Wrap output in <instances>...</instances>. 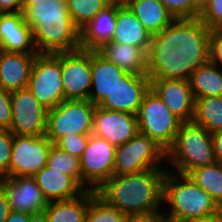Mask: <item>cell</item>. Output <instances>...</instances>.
I'll return each mask as SVG.
<instances>
[{
  "mask_svg": "<svg viewBox=\"0 0 222 222\" xmlns=\"http://www.w3.org/2000/svg\"><path fill=\"white\" fill-rule=\"evenodd\" d=\"M175 19H196L201 11L195 6L194 0H159Z\"/></svg>",
  "mask_w": 222,
  "mask_h": 222,
  "instance_id": "836d02e7",
  "label": "cell"
},
{
  "mask_svg": "<svg viewBox=\"0 0 222 222\" xmlns=\"http://www.w3.org/2000/svg\"><path fill=\"white\" fill-rule=\"evenodd\" d=\"M0 187L6 193L12 211L32 214L47 207L48 201L33 177H0Z\"/></svg>",
  "mask_w": 222,
  "mask_h": 222,
  "instance_id": "e0dca14e",
  "label": "cell"
},
{
  "mask_svg": "<svg viewBox=\"0 0 222 222\" xmlns=\"http://www.w3.org/2000/svg\"><path fill=\"white\" fill-rule=\"evenodd\" d=\"M47 166L73 177L82 186L80 159L53 145L49 152Z\"/></svg>",
  "mask_w": 222,
  "mask_h": 222,
  "instance_id": "d6a6232c",
  "label": "cell"
},
{
  "mask_svg": "<svg viewBox=\"0 0 222 222\" xmlns=\"http://www.w3.org/2000/svg\"><path fill=\"white\" fill-rule=\"evenodd\" d=\"M115 150V145L90 134L86 148L79 158L82 187L85 190L97 191L113 175Z\"/></svg>",
  "mask_w": 222,
  "mask_h": 222,
  "instance_id": "8fae6325",
  "label": "cell"
},
{
  "mask_svg": "<svg viewBox=\"0 0 222 222\" xmlns=\"http://www.w3.org/2000/svg\"><path fill=\"white\" fill-rule=\"evenodd\" d=\"M3 13H4V12L0 9V17L2 16Z\"/></svg>",
  "mask_w": 222,
  "mask_h": 222,
  "instance_id": "f907efd6",
  "label": "cell"
},
{
  "mask_svg": "<svg viewBox=\"0 0 222 222\" xmlns=\"http://www.w3.org/2000/svg\"><path fill=\"white\" fill-rule=\"evenodd\" d=\"M185 222H222V208L214 214L204 216V217L190 219Z\"/></svg>",
  "mask_w": 222,
  "mask_h": 222,
  "instance_id": "ee69618b",
  "label": "cell"
},
{
  "mask_svg": "<svg viewBox=\"0 0 222 222\" xmlns=\"http://www.w3.org/2000/svg\"><path fill=\"white\" fill-rule=\"evenodd\" d=\"M127 215L106 203L96 191L91 190V202L85 222H126Z\"/></svg>",
  "mask_w": 222,
  "mask_h": 222,
  "instance_id": "1f68e13d",
  "label": "cell"
},
{
  "mask_svg": "<svg viewBox=\"0 0 222 222\" xmlns=\"http://www.w3.org/2000/svg\"><path fill=\"white\" fill-rule=\"evenodd\" d=\"M166 172V169H150L112 175L96 193L126 215L161 210Z\"/></svg>",
  "mask_w": 222,
  "mask_h": 222,
  "instance_id": "6da1fadb",
  "label": "cell"
},
{
  "mask_svg": "<svg viewBox=\"0 0 222 222\" xmlns=\"http://www.w3.org/2000/svg\"><path fill=\"white\" fill-rule=\"evenodd\" d=\"M33 178L48 202L73 199L86 191L73 177L47 165Z\"/></svg>",
  "mask_w": 222,
  "mask_h": 222,
  "instance_id": "7402d4cb",
  "label": "cell"
},
{
  "mask_svg": "<svg viewBox=\"0 0 222 222\" xmlns=\"http://www.w3.org/2000/svg\"><path fill=\"white\" fill-rule=\"evenodd\" d=\"M90 135L68 134L61 137L54 145L60 150L77 158L82 156Z\"/></svg>",
  "mask_w": 222,
  "mask_h": 222,
  "instance_id": "e575fe53",
  "label": "cell"
},
{
  "mask_svg": "<svg viewBox=\"0 0 222 222\" xmlns=\"http://www.w3.org/2000/svg\"><path fill=\"white\" fill-rule=\"evenodd\" d=\"M212 141L215 159L222 164V130L212 133Z\"/></svg>",
  "mask_w": 222,
  "mask_h": 222,
  "instance_id": "b9f144b4",
  "label": "cell"
},
{
  "mask_svg": "<svg viewBox=\"0 0 222 222\" xmlns=\"http://www.w3.org/2000/svg\"><path fill=\"white\" fill-rule=\"evenodd\" d=\"M129 0H110L112 3L126 4Z\"/></svg>",
  "mask_w": 222,
  "mask_h": 222,
  "instance_id": "681fc988",
  "label": "cell"
},
{
  "mask_svg": "<svg viewBox=\"0 0 222 222\" xmlns=\"http://www.w3.org/2000/svg\"><path fill=\"white\" fill-rule=\"evenodd\" d=\"M36 56L0 50V87L10 92L27 88Z\"/></svg>",
  "mask_w": 222,
  "mask_h": 222,
  "instance_id": "ffe728a7",
  "label": "cell"
},
{
  "mask_svg": "<svg viewBox=\"0 0 222 222\" xmlns=\"http://www.w3.org/2000/svg\"><path fill=\"white\" fill-rule=\"evenodd\" d=\"M13 137L10 130H0V177L8 178Z\"/></svg>",
  "mask_w": 222,
  "mask_h": 222,
  "instance_id": "8d00e7d4",
  "label": "cell"
},
{
  "mask_svg": "<svg viewBox=\"0 0 222 222\" xmlns=\"http://www.w3.org/2000/svg\"><path fill=\"white\" fill-rule=\"evenodd\" d=\"M126 5L151 36L158 34L175 20L159 0H129Z\"/></svg>",
  "mask_w": 222,
  "mask_h": 222,
  "instance_id": "484cf974",
  "label": "cell"
},
{
  "mask_svg": "<svg viewBox=\"0 0 222 222\" xmlns=\"http://www.w3.org/2000/svg\"><path fill=\"white\" fill-rule=\"evenodd\" d=\"M151 89L169 110L182 122H191L194 115L195 99L189 80L154 79Z\"/></svg>",
  "mask_w": 222,
  "mask_h": 222,
  "instance_id": "ac0fdd59",
  "label": "cell"
},
{
  "mask_svg": "<svg viewBox=\"0 0 222 222\" xmlns=\"http://www.w3.org/2000/svg\"><path fill=\"white\" fill-rule=\"evenodd\" d=\"M117 3H110L80 29V48L97 51L112 40L116 26Z\"/></svg>",
  "mask_w": 222,
  "mask_h": 222,
  "instance_id": "44dd1931",
  "label": "cell"
},
{
  "mask_svg": "<svg viewBox=\"0 0 222 222\" xmlns=\"http://www.w3.org/2000/svg\"><path fill=\"white\" fill-rule=\"evenodd\" d=\"M163 201L169 204L164 212L167 222H185L208 216L221 208L212 197L188 175L167 170L163 183Z\"/></svg>",
  "mask_w": 222,
  "mask_h": 222,
  "instance_id": "3957f363",
  "label": "cell"
},
{
  "mask_svg": "<svg viewBox=\"0 0 222 222\" xmlns=\"http://www.w3.org/2000/svg\"><path fill=\"white\" fill-rule=\"evenodd\" d=\"M23 0H0V9L4 13L22 12Z\"/></svg>",
  "mask_w": 222,
  "mask_h": 222,
  "instance_id": "60d3db41",
  "label": "cell"
},
{
  "mask_svg": "<svg viewBox=\"0 0 222 222\" xmlns=\"http://www.w3.org/2000/svg\"><path fill=\"white\" fill-rule=\"evenodd\" d=\"M192 121L209 133L222 130V96L195 99Z\"/></svg>",
  "mask_w": 222,
  "mask_h": 222,
  "instance_id": "f1b7e54d",
  "label": "cell"
},
{
  "mask_svg": "<svg viewBox=\"0 0 222 222\" xmlns=\"http://www.w3.org/2000/svg\"><path fill=\"white\" fill-rule=\"evenodd\" d=\"M61 75L62 53L37 54L27 88L47 110L65 100Z\"/></svg>",
  "mask_w": 222,
  "mask_h": 222,
  "instance_id": "ba28073f",
  "label": "cell"
},
{
  "mask_svg": "<svg viewBox=\"0 0 222 222\" xmlns=\"http://www.w3.org/2000/svg\"><path fill=\"white\" fill-rule=\"evenodd\" d=\"M163 160L166 161V151L148 136L138 133L127 143L116 146L113 175L168 169L162 166Z\"/></svg>",
  "mask_w": 222,
  "mask_h": 222,
  "instance_id": "9c48e42d",
  "label": "cell"
},
{
  "mask_svg": "<svg viewBox=\"0 0 222 222\" xmlns=\"http://www.w3.org/2000/svg\"><path fill=\"white\" fill-rule=\"evenodd\" d=\"M10 204L6 193L0 187V222H5L10 213Z\"/></svg>",
  "mask_w": 222,
  "mask_h": 222,
  "instance_id": "7bdbcfd3",
  "label": "cell"
},
{
  "mask_svg": "<svg viewBox=\"0 0 222 222\" xmlns=\"http://www.w3.org/2000/svg\"><path fill=\"white\" fill-rule=\"evenodd\" d=\"M209 60L222 67V29L211 30L209 37Z\"/></svg>",
  "mask_w": 222,
  "mask_h": 222,
  "instance_id": "f35d334b",
  "label": "cell"
},
{
  "mask_svg": "<svg viewBox=\"0 0 222 222\" xmlns=\"http://www.w3.org/2000/svg\"><path fill=\"white\" fill-rule=\"evenodd\" d=\"M91 70L92 84L89 100L98 106L126 72L108 61L98 51H91Z\"/></svg>",
  "mask_w": 222,
  "mask_h": 222,
  "instance_id": "603a6c76",
  "label": "cell"
},
{
  "mask_svg": "<svg viewBox=\"0 0 222 222\" xmlns=\"http://www.w3.org/2000/svg\"><path fill=\"white\" fill-rule=\"evenodd\" d=\"M152 36L126 4L117 3L112 42L134 45L148 53Z\"/></svg>",
  "mask_w": 222,
  "mask_h": 222,
  "instance_id": "cb8c5ba5",
  "label": "cell"
},
{
  "mask_svg": "<svg viewBox=\"0 0 222 222\" xmlns=\"http://www.w3.org/2000/svg\"><path fill=\"white\" fill-rule=\"evenodd\" d=\"M199 19L210 30L222 29V0H209Z\"/></svg>",
  "mask_w": 222,
  "mask_h": 222,
  "instance_id": "d590c367",
  "label": "cell"
},
{
  "mask_svg": "<svg viewBox=\"0 0 222 222\" xmlns=\"http://www.w3.org/2000/svg\"><path fill=\"white\" fill-rule=\"evenodd\" d=\"M5 222H29V214L11 210Z\"/></svg>",
  "mask_w": 222,
  "mask_h": 222,
  "instance_id": "f6af8a7d",
  "label": "cell"
},
{
  "mask_svg": "<svg viewBox=\"0 0 222 222\" xmlns=\"http://www.w3.org/2000/svg\"><path fill=\"white\" fill-rule=\"evenodd\" d=\"M139 133L137 115L96 106L92 134L119 146Z\"/></svg>",
  "mask_w": 222,
  "mask_h": 222,
  "instance_id": "2e32d148",
  "label": "cell"
},
{
  "mask_svg": "<svg viewBox=\"0 0 222 222\" xmlns=\"http://www.w3.org/2000/svg\"><path fill=\"white\" fill-rule=\"evenodd\" d=\"M209 2V0H194V4L195 6L202 11L203 8L207 5V3Z\"/></svg>",
  "mask_w": 222,
  "mask_h": 222,
  "instance_id": "c3c4849f",
  "label": "cell"
},
{
  "mask_svg": "<svg viewBox=\"0 0 222 222\" xmlns=\"http://www.w3.org/2000/svg\"><path fill=\"white\" fill-rule=\"evenodd\" d=\"M32 28L33 41L39 54L77 51L80 48V29L74 24L61 0H44L29 6L24 12Z\"/></svg>",
  "mask_w": 222,
  "mask_h": 222,
  "instance_id": "7a4b0ae2",
  "label": "cell"
},
{
  "mask_svg": "<svg viewBox=\"0 0 222 222\" xmlns=\"http://www.w3.org/2000/svg\"><path fill=\"white\" fill-rule=\"evenodd\" d=\"M91 51L62 53V85L65 100L89 99L92 84Z\"/></svg>",
  "mask_w": 222,
  "mask_h": 222,
  "instance_id": "5bb4252c",
  "label": "cell"
},
{
  "mask_svg": "<svg viewBox=\"0 0 222 222\" xmlns=\"http://www.w3.org/2000/svg\"><path fill=\"white\" fill-rule=\"evenodd\" d=\"M211 30L196 19H175L170 24V42L192 64V73L209 60Z\"/></svg>",
  "mask_w": 222,
  "mask_h": 222,
  "instance_id": "30bf717a",
  "label": "cell"
},
{
  "mask_svg": "<svg viewBox=\"0 0 222 222\" xmlns=\"http://www.w3.org/2000/svg\"><path fill=\"white\" fill-rule=\"evenodd\" d=\"M11 122V92L0 87V130H10Z\"/></svg>",
  "mask_w": 222,
  "mask_h": 222,
  "instance_id": "74e56055",
  "label": "cell"
},
{
  "mask_svg": "<svg viewBox=\"0 0 222 222\" xmlns=\"http://www.w3.org/2000/svg\"><path fill=\"white\" fill-rule=\"evenodd\" d=\"M91 202V190L76 198L48 202L44 209L48 222H85Z\"/></svg>",
  "mask_w": 222,
  "mask_h": 222,
  "instance_id": "4316f807",
  "label": "cell"
},
{
  "mask_svg": "<svg viewBox=\"0 0 222 222\" xmlns=\"http://www.w3.org/2000/svg\"><path fill=\"white\" fill-rule=\"evenodd\" d=\"M188 176L222 208V164L214 163L191 171Z\"/></svg>",
  "mask_w": 222,
  "mask_h": 222,
  "instance_id": "f546056e",
  "label": "cell"
},
{
  "mask_svg": "<svg viewBox=\"0 0 222 222\" xmlns=\"http://www.w3.org/2000/svg\"><path fill=\"white\" fill-rule=\"evenodd\" d=\"M166 160L181 175L216 163L212 133L193 121L182 122L166 151Z\"/></svg>",
  "mask_w": 222,
  "mask_h": 222,
  "instance_id": "277c9868",
  "label": "cell"
},
{
  "mask_svg": "<svg viewBox=\"0 0 222 222\" xmlns=\"http://www.w3.org/2000/svg\"><path fill=\"white\" fill-rule=\"evenodd\" d=\"M137 119L139 133L154 140L165 151L172 145L182 123L151 88L143 98Z\"/></svg>",
  "mask_w": 222,
  "mask_h": 222,
  "instance_id": "52a82bcc",
  "label": "cell"
},
{
  "mask_svg": "<svg viewBox=\"0 0 222 222\" xmlns=\"http://www.w3.org/2000/svg\"><path fill=\"white\" fill-rule=\"evenodd\" d=\"M95 108L89 99L62 101L48 110L46 137L55 144L68 134H92Z\"/></svg>",
  "mask_w": 222,
  "mask_h": 222,
  "instance_id": "5b68a950",
  "label": "cell"
},
{
  "mask_svg": "<svg viewBox=\"0 0 222 222\" xmlns=\"http://www.w3.org/2000/svg\"><path fill=\"white\" fill-rule=\"evenodd\" d=\"M97 51L126 73L141 75L147 72V53L142 48L110 41Z\"/></svg>",
  "mask_w": 222,
  "mask_h": 222,
  "instance_id": "d4e9b609",
  "label": "cell"
},
{
  "mask_svg": "<svg viewBox=\"0 0 222 222\" xmlns=\"http://www.w3.org/2000/svg\"><path fill=\"white\" fill-rule=\"evenodd\" d=\"M29 222H48L44 211L29 214Z\"/></svg>",
  "mask_w": 222,
  "mask_h": 222,
  "instance_id": "bcb514c9",
  "label": "cell"
},
{
  "mask_svg": "<svg viewBox=\"0 0 222 222\" xmlns=\"http://www.w3.org/2000/svg\"><path fill=\"white\" fill-rule=\"evenodd\" d=\"M11 109L10 131L13 135H45L48 110L28 88L11 92Z\"/></svg>",
  "mask_w": 222,
  "mask_h": 222,
  "instance_id": "4fadbf2b",
  "label": "cell"
},
{
  "mask_svg": "<svg viewBox=\"0 0 222 222\" xmlns=\"http://www.w3.org/2000/svg\"><path fill=\"white\" fill-rule=\"evenodd\" d=\"M0 50L38 54L32 28L26 23L23 12L3 13L0 17Z\"/></svg>",
  "mask_w": 222,
  "mask_h": 222,
  "instance_id": "d6986e66",
  "label": "cell"
},
{
  "mask_svg": "<svg viewBox=\"0 0 222 222\" xmlns=\"http://www.w3.org/2000/svg\"><path fill=\"white\" fill-rule=\"evenodd\" d=\"M150 88L151 81L147 74L126 73L98 106L137 115Z\"/></svg>",
  "mask_w": 222,
  "mask_h": 222,
  "instance_id": "9a60e30c",
  "label": "cell"
},
{
  "mask_svg": "<svg viewBox=\"0 0 222 222\" xmlns=\"http://www.w3.org/2000/svg\"><path fill=\"white\" fill-rule=\"evenodd\" d=\"M110 3V0H69L67 8L74 24L81 29Z\"/></svg>",
  "mask_w": 222,
  "mask_h": 222,
  "instance_id": "4dcf8cb0",
  "label": "cell"
},
{
  "mask_svg": "<svg viewBox=\"0 0 222 222\" xmlns=\"http://www.w3.org/2000/svg\"><path fill=\"white\" fill-rule=\"evenodd\" d=\"M146 74L150 80H189L192 75V64L170 42V25L151 38Z\"/></svg>",
  "mask_w": 222,
  "mask_h": 222,
  "instance_id": "8992f818",
  "label": "cell"
},
{
  "mask_svg": "<svg viewBox=\"0 0 222 222\" xmlns=\"http://www.w3.org/2000/svg\"><path fill=\"white\" fill-rule=\"evenodd\" d=\"M41 1H44V0H23L22 12H24L29 6L38 4Z\"/></svg>",
  "mask_w": 222,
  "mask_h": 222,
  "instance_id": "7dc6e473",
  "label": "cell"
},
{
  "mask_svg": "<svg viewBox=\"0 0 222 222\" xmlns=\"http://www.w3.org/2000/svg\"><path fill=\"white\" fill-rule=\"evenodd\" d=\"M208 60L191 75L189 82L194 99L222 96V70Z\"/></svg>",
  "mask_w": 222,
  "mask_h": 222,
  "instance_id": "83f0119b",
  "label": "cell"
},
{
  "mask_svg": "<svg viewBox=\"0 0 222 222\" xmlns=\"http://www.w3.org/2000/svg\"><path fill=\"white\" fill-rule=\"evenodd\" d=\"M162 210L151 211L147 213L129 214L126 222H166V216Z\"/></svg>",
  "mask_w": 222,
  "mask_h": 222,
  "instance_id": "ab89813d",
  "label": "cell"
},
{
  "mask_svg": "<svg viewBox=\"0 0 222 222\" xmlns=\"http://www.w3.org/2000/svg\"><path fill=\"white\" fill-rule=\"evenodd\" d=\"M53 145L46 135H14L8 177H33L47 165Z\"/></svg>",
  "mask_w": 222,
  "mask_h": 222,
  "instance_id": "7c38bea8",
  "label": "cell"
}]
</instances>
